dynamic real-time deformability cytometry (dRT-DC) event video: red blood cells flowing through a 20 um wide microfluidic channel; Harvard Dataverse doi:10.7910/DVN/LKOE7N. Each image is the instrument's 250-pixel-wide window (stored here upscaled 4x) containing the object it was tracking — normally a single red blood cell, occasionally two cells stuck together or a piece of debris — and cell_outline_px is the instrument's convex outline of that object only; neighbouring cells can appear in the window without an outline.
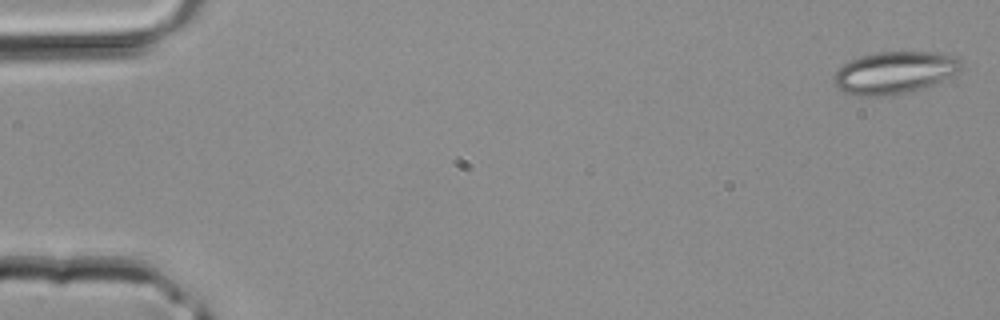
{"species": "common noctule bat (a hibernating species)", "species_latin": "Nyctalus noctula", "temperature_condition": "room temperature", "stored_images_in_passage": 40, "camera_frame_rate_fps": 3000, "um_per_image_px": 0.085, "animal": {"sex": "male", "body_mass_g": 20.4}, "frame": {"image": 1, "passage_image": 1, "time_ms": 0.0, "image_size_px": [1000, 320], "cell_outline_px": [[964, 68], [960, 72], [924, 88], [884, 96], [860, 96], [844, 92], [836, 88], [832, 80], [832, 76], [844, 64], [860, 56], [876, 52], [936, 52], [956, 56], [964, 64]], "centroid_in_image_um": [76.05, 6.16], "position_along_channel_um": 8.9, "area_um2": 31.5}}
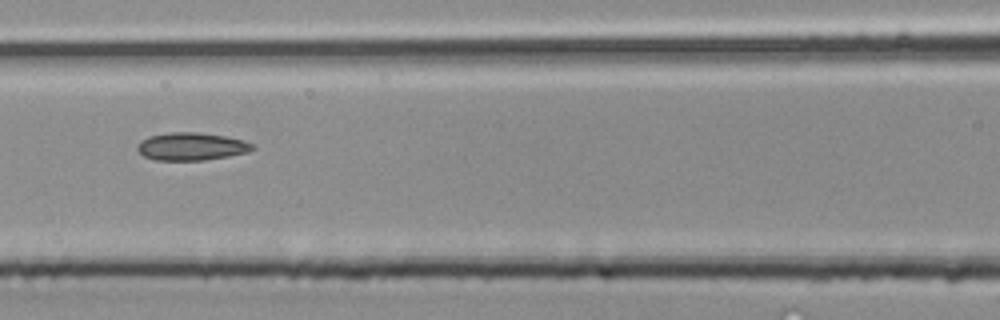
{"frame": {"image": 2, "passage_image": 18, "time_ms": 5.667, "image_size_px": [1000, 320], "cell_outline_px": [[256, 148], [248, 152], [228, 156], [204, 160], [156, 160], [144, 156], [136, 148], [148, 136], [168, 132], [196, 132], [224, 136], [244, 140], [256, 144]], "centroid_in_image_um": [16.33, 12.44], "position_along_channel_um": 150.3, "area_um2": 18.55}}
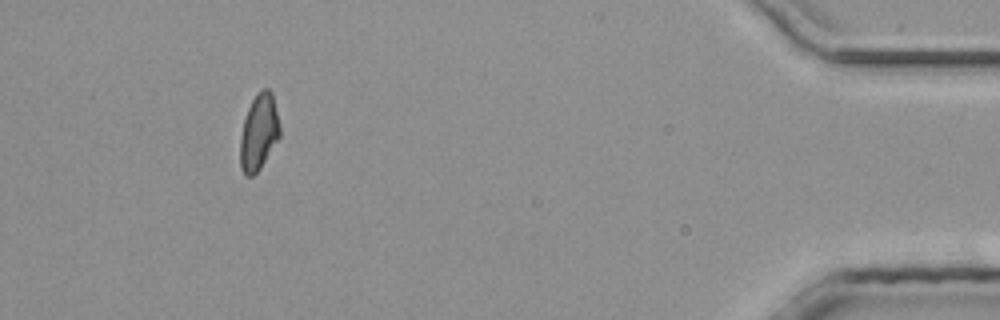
{"frame": {"image": 3, "passage_image": 37, "time_ms": 12.0, "image_size_px": [1000, 320], "cell_outline_px": [[280, 136], [260, 168], [252, 176], [244, 176], [240, 168], [240, 136], [244, 120], [248, 108], [256, 92], [264, 88], [268, 88], [272, 92], [280, 124]], "centroid_in_image_um": [21.99, 11.23], "position_along_channel_um": 413.2, "area_um2": 17.69}}